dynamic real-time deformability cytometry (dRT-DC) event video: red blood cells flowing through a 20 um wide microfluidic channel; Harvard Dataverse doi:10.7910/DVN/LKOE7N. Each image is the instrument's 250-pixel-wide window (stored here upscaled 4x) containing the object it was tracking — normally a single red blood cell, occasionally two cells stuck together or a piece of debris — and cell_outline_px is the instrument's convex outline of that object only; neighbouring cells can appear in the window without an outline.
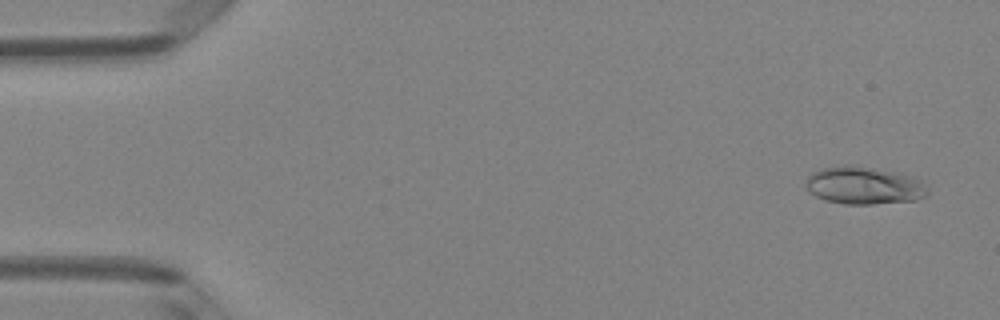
{"species": "Egyptian fruit bat (a non-hibernating species)", "species_latin": "Rousettus aegyptiacus", "temperature_condition": "room temperature", "stored_images_in_passage": 49, "camera_frame_rate_fps": 3000, "um_per_image_px": 0.085, "animal": {"sex": "female"}, "frame": {"image": 1, "passage_image": 3, "time_ms": 0.667, "image_size_px": [1000, 320], "cell_outline_px": [[928, 192], [924, 196], [916, 200], [872, 204], [844, 204], [824, 200], [816, 196], [804, 184], [808, 176], [812, 172], [820, 168], [844, 164], [848, 164], [896, 172], [920, 180], [928, 188]], "centroid_in_image_um": [73.4, 15.76], "position_along_channel_um": 11.6, "area_um2": 26.65}}
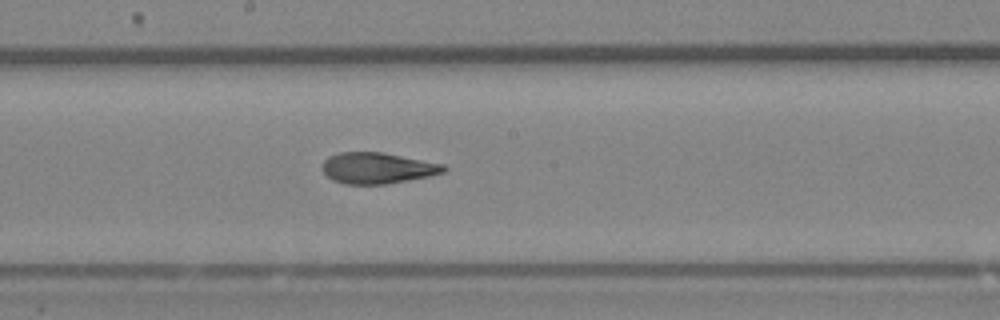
{"frame": {"image": 2, "passage_image": 27, "time_ms": 8.667, "image_size_px": [1000, 320], "cell_outline_px": [[448, 168], [444, 172], [428, 176], [408, 180], [384, 184], [344, 184], [332, 180], [320, 168], [320, 164], [328, 156], [340, 152], [384, 152], [444, 164]], "centroid_in_image_um": [32.05, 14.27], "position_along_channel_um": 216.2, "area_um2": 22.14}}
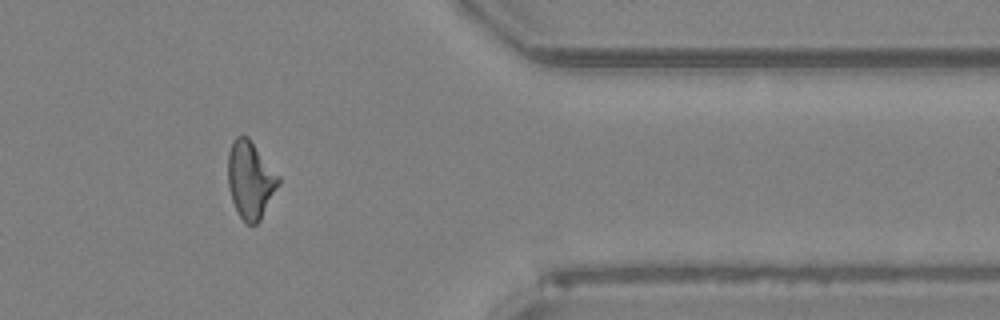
{"frame": {"image": 3, "passage_image": 41, "time_ms": 13.333, "image_size_px": [1000, 320], "cell_outline_px": [[280, 184], [260, 220], [256, 224], [248, 224], [236, 212], [232, 200], [228, 184], [228, 152], [232, 140], [236, 136], [248, 136], [280, 176]], "centroid_in_image_um": [21.28, 15.27], "position_along_channel_um": 390.1, "area_um2": 22.89}, "authors_computed_cell_mechanics": {"area_um2": 22.8888, "velocity_mm_per_s": 4.1353, "shape_relaxation_time_tau1_ms": null, "shape_relaxation_time_tau2_ms": 1.865, "deformation_change_tau1": null, "deformation_change_tau2": 0.0788}}